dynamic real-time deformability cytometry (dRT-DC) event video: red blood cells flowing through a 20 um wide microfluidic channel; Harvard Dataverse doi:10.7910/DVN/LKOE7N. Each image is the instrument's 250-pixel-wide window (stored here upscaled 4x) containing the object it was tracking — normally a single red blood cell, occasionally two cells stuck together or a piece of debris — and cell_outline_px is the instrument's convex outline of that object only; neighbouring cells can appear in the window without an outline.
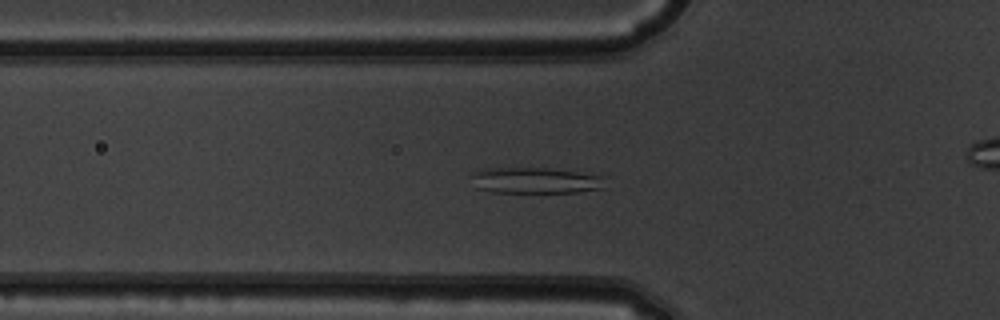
{"species": "common noctule bat (a hibernating species)", "species_latin": "Nyctalus noctula", "temperature_condition": "warm", "stored_images_in_passage": 51, "camera_frame_rate_fps": 3000, "um_per_image_px": 0.085, "animal": {"sex": "male", "body_mass_g": 19.5, "forearm_length_mm": 54.6}, "frame": {"image": 1, "passage_image": 17, "time_ms": 5.333, "image_size_px": [1000, 320], "cell_outline_px": [[608, 188], [576, 192], [492, 192], [476, 188], [468, 172], [480, 168], [548, 168], [608, 176]], "centroid_in_image_um": [45.56, 15.33], "position_along_channel_um": 80.2, "area_um2": 20.98}}
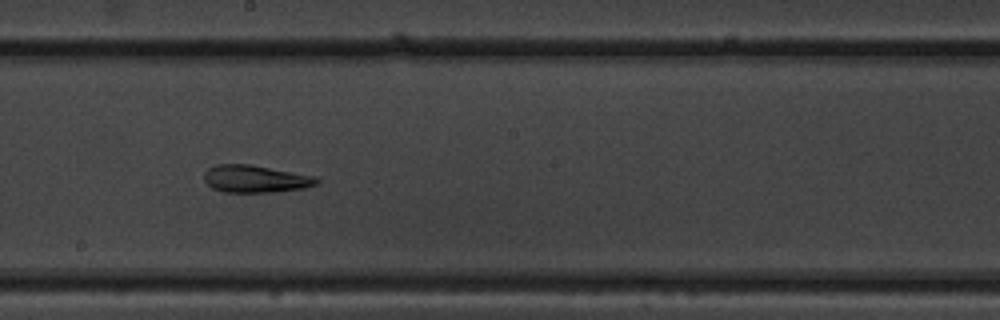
{"frame": {"image": 2, "passage_image": 28, "time_ms": 9.0, "image_size_px": [1000, 320], "cell_outline_px": [[320, 180], [316, 184], [304, 188], [272, 192], [224, 192], [212, 188], [204, 180], [204, 172], [208, 168], [216, 164], [252, 164], [316, 176]], "centroid_in_image_um": [21.7, 15.19], "position_along_channel_um": 226.5, "area_um2": 18.09}}
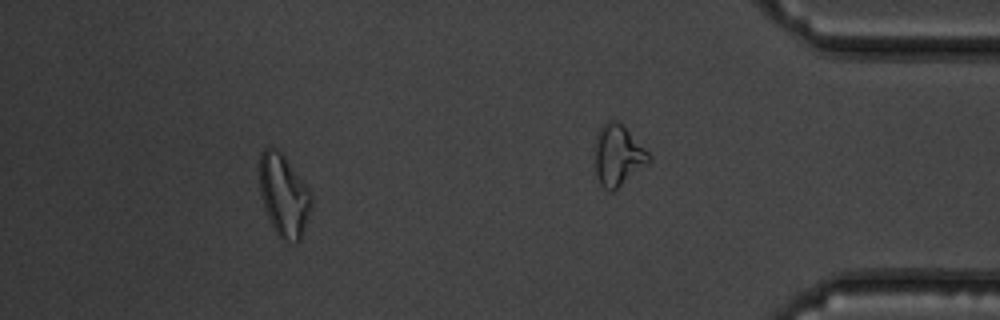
{"frame": {"image": 3, "passage_image": 46, "time_ms": 15.0, "image_size_px": [1000, 320], "cell_outline_px": [[312, 208], [300, 240], [296, 244], [280, 240], [264, 208], [260, 192], [260, 152], [268, 144], [276, 148], [284, 156], [312, 192]], "centroid_in_image_um": [24.14, 16.61], "position_along_channel_um": 411.1, "area_um2": 25.09}, "authors_computed_cell_mechanics": {"area_um2": 22.4264, "velocity_mm_per_s": 3.9888, "shape_relaxation_time_tau1_ms": null, "shape_relaxation_time_tau2_ms": 2.7414, "deformation_change_tau1": null, "deformation_change_tau2": 0.1019}}